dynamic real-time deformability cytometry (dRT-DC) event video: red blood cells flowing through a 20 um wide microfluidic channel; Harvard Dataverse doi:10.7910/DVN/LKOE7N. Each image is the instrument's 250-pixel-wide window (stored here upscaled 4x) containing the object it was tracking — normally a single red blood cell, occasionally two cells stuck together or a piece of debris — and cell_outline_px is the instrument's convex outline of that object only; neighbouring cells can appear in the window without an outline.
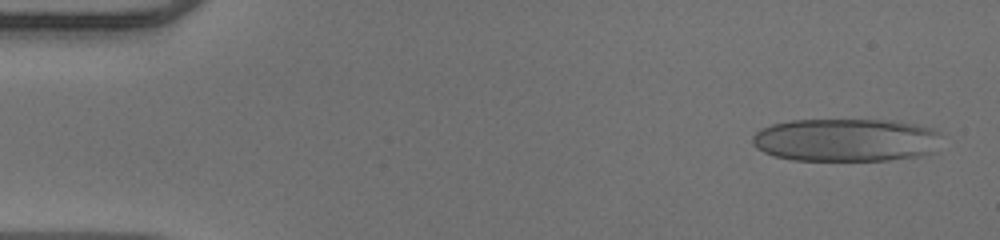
{"species": "human", "species_latin": "Homo sapiens", "temperature_condition": "warm", "stored_images_in_passage": 6, "camera_frame_rate_fps": 3000, "um_per_image_px": 0.085, "donor": {"sex": "male"}, "frame": {"image": 1, "passage_image": 2, "time_ms": 0.333, "image_size_px": [1000, 240], "cell_outline_px": [[940, 132], [936, 152], [920, 156], [888, 160], [792, 160], [772, 156], [756, 148], [752, 144], [752, 136], [760, 128], [772, 124], [792, 120], [900, 120], [932, 128]], "centroid_in_image_um": [71.91, 11.9], "position_along_channel_um": 13.1, "area_um2": 48.03}}